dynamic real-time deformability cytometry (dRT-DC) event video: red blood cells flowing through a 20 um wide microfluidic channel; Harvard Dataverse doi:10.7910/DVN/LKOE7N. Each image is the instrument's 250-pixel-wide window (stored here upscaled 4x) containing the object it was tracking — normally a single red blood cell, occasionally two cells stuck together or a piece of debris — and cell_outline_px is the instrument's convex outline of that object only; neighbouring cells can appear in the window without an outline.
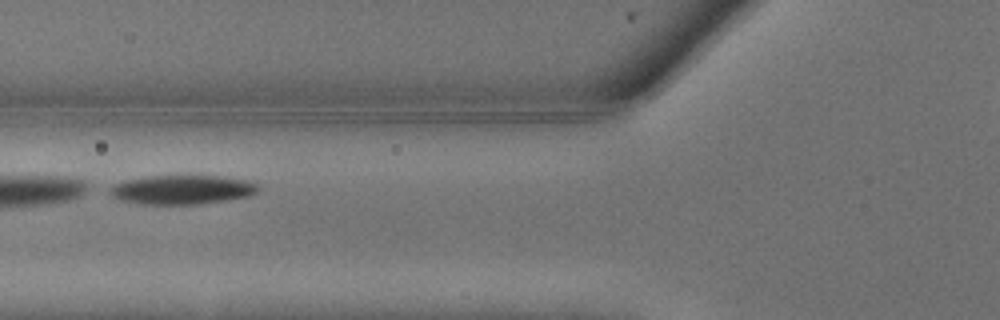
{"species": "common noctule bat (a hibernating species)", "species_latin": "Nyctalus noctula", "temperature_condition": "warm", "stored_images_in_passage": 6, "camera_frame_rate_fps": 3000, "um_per_image_px": 0.085, "animal": {"sex": "male", "body_mass_g": 13.3}, "frame": {"image": 1, "passage_image": 5, "time_ms": 1.333, "image_size_px": [1000, 320], "cell_outline_px": [[260, 188], [256, 192], [248, 196], [228, 200], [200, 204], [140, 204], [120, 200], [112, 196], [108, 192], [108, 188], [112, 184], [124, 180], [148, 176], [220, 176], [248, 180], [256, 184]], "centroid_in_image_um": [15.43, 16.12], "position_along_channel_um": 110.4, "area_um2": 25.37}}